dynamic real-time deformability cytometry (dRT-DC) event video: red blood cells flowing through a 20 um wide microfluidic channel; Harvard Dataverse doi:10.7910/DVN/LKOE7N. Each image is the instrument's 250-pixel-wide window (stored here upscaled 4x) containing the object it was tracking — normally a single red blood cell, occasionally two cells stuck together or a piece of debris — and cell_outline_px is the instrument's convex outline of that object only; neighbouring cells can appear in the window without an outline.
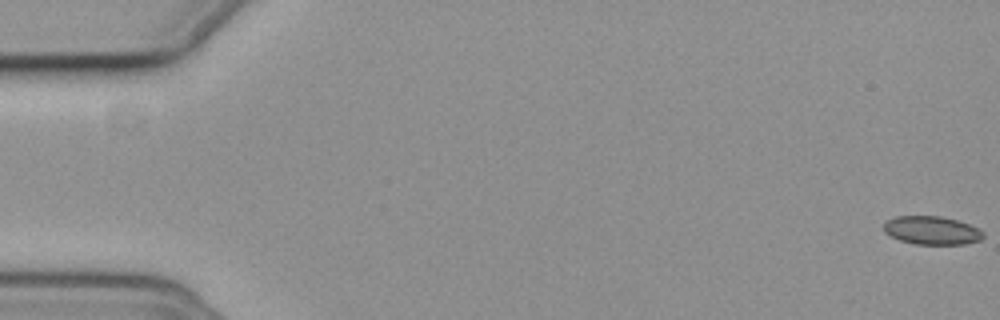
{"species": "common noctule bat (a hibernating species)", "species_latin": "Nyctalus noctula", "temperature_condition": "cold", "stored_images_in_passage": 57, "camera_frame_rate_fps": 3000, "um_per_image_px": 0.085, "animal": {"sex": "female", "body_mass_g": 19.3, "forearm_length_mm": 54.1}, "frame": {"image": 1, "passage_image": 1, "time_ms": 0.0, "image_size_px": [1000, 320], "cell_outline_px": [[984, 236], [980, 240], [964, 244], [916, 244], [900, 240], [884, 232], [884, 224], [888, 220], [896, 216], [940, 216], [956, 220], [968, 224], [984, 232]], "centroid_in_image_um": [79.2, 19.58], "position_along_channel_um": 5.8, "area_um2": 16.24}}
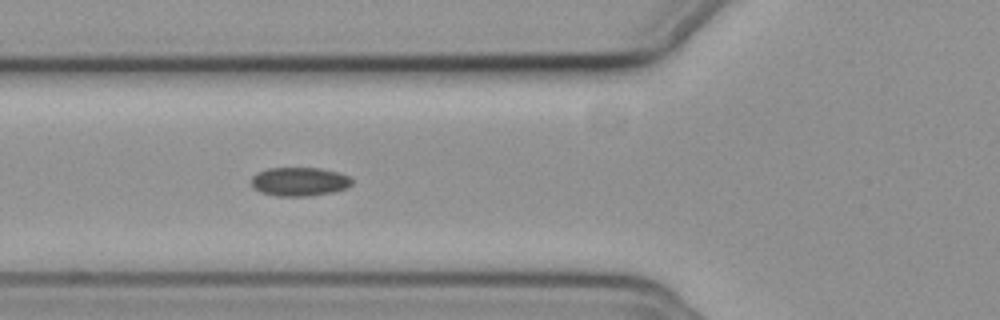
{"frame": {"image": 2, "passage_image": 22, "time_ms": 7.0, "image_size_px": [1000, 320], "cell_outline_px": [[352, 184], [348, 188], [332, 192], [308, 196], [276, 196], [260, 192], [252, 188], [252, 176], [256, 172], [268, 168], [320, 168], [340, 172], [348, 176], [352, 180]], "centroid_in_image_um": [25.44, 15.43], "position_along_channel_um": 100.4, "area_um2": 17.05}}
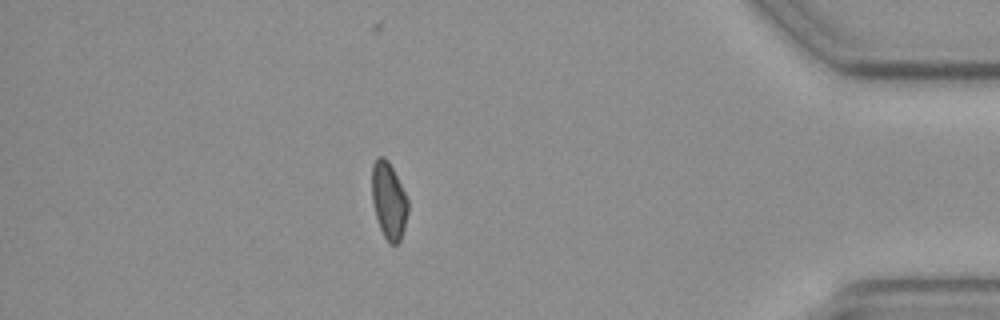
{"frame": {"image": 3, "passage_image": 50, "time_ms": 16.333, "image_size_px": [1000, 320], "cell_outline_px": [[408, 212], [404, 228], [400, 240], [396, 244], [388, 244], [380, 228], [376, 216], [372, 200], [372, 164], [376, 156], [384, 156], [388, 160], [408, 200]], "centroid_in_image_um": [33.03, 17.04], "position_along_channel_um": 402.2, "area_um2": 16.07}, "authors_computed_cell_mechanics": {"area_um2": 16.8776, "velocity_mm_per_s": 3.7245, "shape_relaxation_time_tau1_ms": null, "shape_relaxation_time_tau2_ms": 10.3458, "deformation_change_tau1": null, "deformation_change_tau2": 0.1396}}